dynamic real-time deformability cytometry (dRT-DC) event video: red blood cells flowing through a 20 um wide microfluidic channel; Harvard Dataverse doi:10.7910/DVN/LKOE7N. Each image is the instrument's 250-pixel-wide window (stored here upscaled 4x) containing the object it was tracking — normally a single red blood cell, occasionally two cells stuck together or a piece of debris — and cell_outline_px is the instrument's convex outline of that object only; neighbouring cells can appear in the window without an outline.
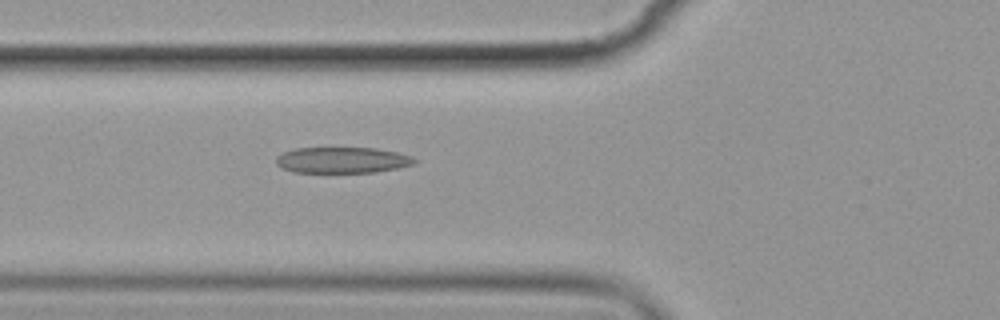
{"species": "common noctule bat (a hibernating species)", "species_latin": "Nyctalus noctula", "temperature_condition": "cold", "stored_images_in_passage": 6, "camera_frame_rate_fps": 3000, "um_per_image_px": 0.085, "animal": {"sex": "female", "body_mass_g": 19.9}, "frame": {"image": 1, "passage_image": 6, "time_ms": 5.667, "image_size_px": [1000, 320], "cell_outline_px": [[420, 160], [416, 164], [376, 172], [292, 172], [280, 168], [276, 164], [276, 156], [284, 152], [296, 148], [376, 148], [396, 152], [412, 156]], "centroid_in_image_um": [29.11, 13.61], "position_along_channel_um": 96.7, "area_um2": 21.1}}